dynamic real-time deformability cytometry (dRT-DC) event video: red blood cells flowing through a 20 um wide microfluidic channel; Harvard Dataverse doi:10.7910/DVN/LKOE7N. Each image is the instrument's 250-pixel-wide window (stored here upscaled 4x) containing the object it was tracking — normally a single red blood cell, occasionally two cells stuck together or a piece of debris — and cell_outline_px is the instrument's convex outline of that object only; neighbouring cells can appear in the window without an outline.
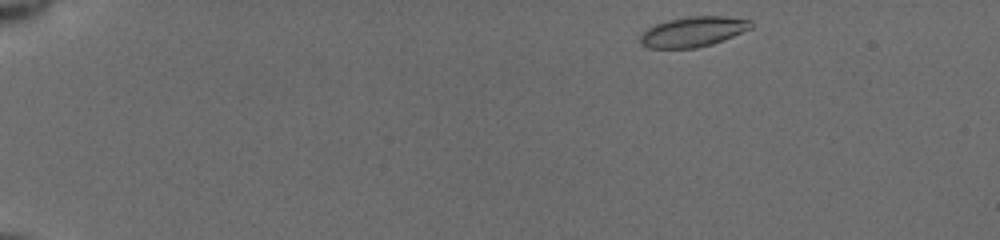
{"species": "common noctule bat (a hibernating species)", "species_latin": "Nyctalus noctula", "temperature_condition": "cold", "stored_images_in_passage": 46, "camera_frame_rate_fps": 3000, "um_per_image_px": 0.085, "animal": {"sex": "female", "body_mass_g": 19.5, "forearm_length_mm": 54.1}, "frame": {"image": 1, "passage_image": 1, "time_ms": 0.0, "image_size_px": [1000, 240], "cell_outline_px": [[752, 28], [712, 44], [696, 48], [648, 48], [640, 44], [640, 36], [648, 28], [656, 24], [668, 20], [688, 16], [724, 16], [752, 20]], "centroid_in_image_um": [58.91, 2.69], "position_along_channel_um": 26.1, "area_um2": 19.36}}
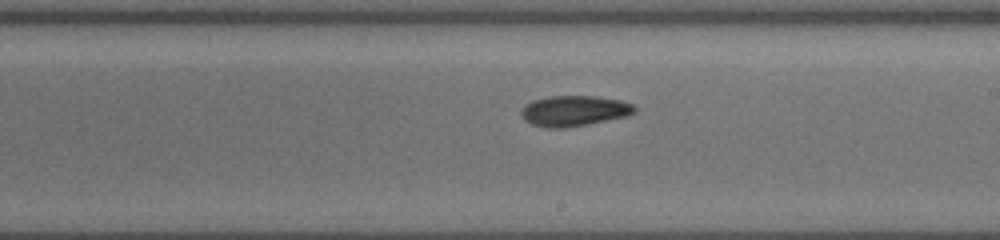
{"frame": {"image": 2, "passage_image": 26, "time_ms": 8.333, "image_size_px": [1000, 240], "cell_outline_px": [[636, 112], [628, 116], [568, 128], [548, 128], [532, 124], [524, 120], [520, 116], [520, 112], [532, 100], [548, 96], [592, 96], [620, 100], [636, 104]], "centroid_in_image_um": [48.83, 9.43], "position_along_channel_um": 240.2, "area_um2": 20.35}}
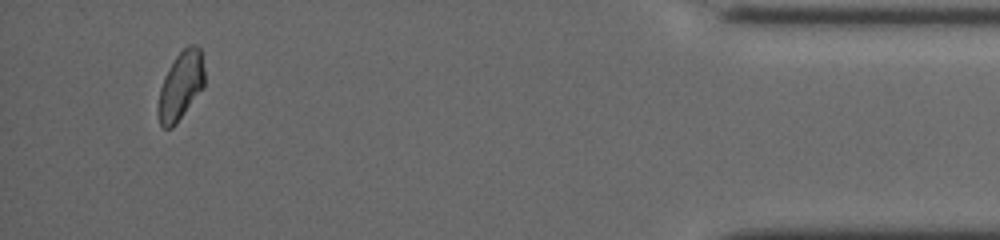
{"frame": {"image": 3, "passage_image": 44, "time_ms": 14.333, "image_size_px": [1000, 240], "cell_outline_px": [[204, 88], [176, 124], [172, 128], [164, 128], [160, 124], [156, 112], [156, 108], [160, 88], [164, 76], [176, 56], [188, 44], [196, 44], [200, 48], [204, 68]], "centroid_in_image_um": [15.35, 7.31], "position_along_channel_um": 419.8, "area_um2": 18.73}, "authors_computed_cell_mechanics": {"area_um2": 19.3919, "velocity_mm_per_s": 3.9162, "shape_relaxation_time_tau1_ms": 6.9105, "shape_relaxation_time_tau2_ms": null, "deformation_change_tau1": 0.1314, "deformation_change_tau2": null}}